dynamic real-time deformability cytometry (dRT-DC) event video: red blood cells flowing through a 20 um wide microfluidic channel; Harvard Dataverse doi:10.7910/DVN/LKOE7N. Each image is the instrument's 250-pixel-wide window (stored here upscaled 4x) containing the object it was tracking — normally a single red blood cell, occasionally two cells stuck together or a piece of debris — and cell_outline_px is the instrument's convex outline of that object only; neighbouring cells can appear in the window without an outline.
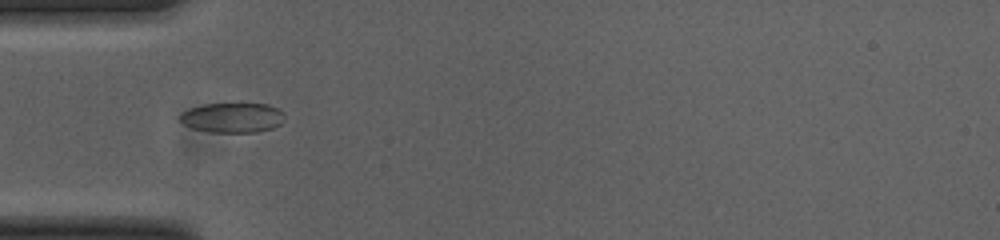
{"species": "common noctule bat (a hibernating species)", "species_latin": "Nyctalus noctula", "temperature_condition": "cold", "stored_images_in_passage": 45, "camera_frame_rate_fps": 3000, "um_per_image_px": 0.085, "animal": {"sex": "female", "body_mass_g": 23.0, "forearm_length_mm": 53.4}, "frame": {"image": 1, "passage_image": 9, "time_ms": 2.667, "image_size_px": [1000, 240], "cell_outline_px": [[284, 120], [280, 124], [272, 128], [256, 132], [208, 132], [192, 128], [184, 124], [180, 120], [180, 116], [184, 112], [192, 108], [204, 104], [268, 104], [284, 112]], "centroid_in_image_um": [19.79, 10.01], "position_along_channel_um": 65.2, "area_um2": 18.03}}
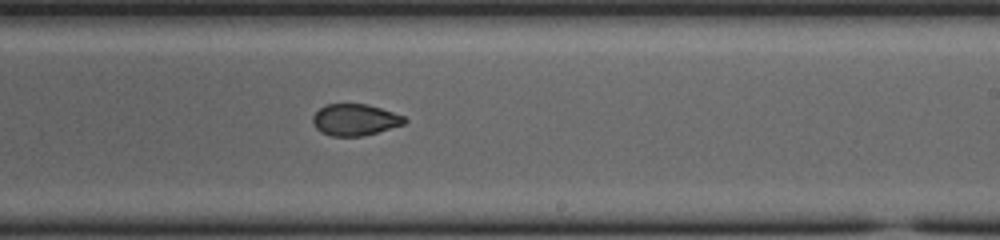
{"frame": {"image": 2, "passage_image": 24, "time_ms": 7.667, "image_size_px": [1000, 240], "cell_outline_px": [[408, 120], [404, 124], [376, 132], [360, 136], [332, 136], [320, 132], [316, 128], [312, 120], [312, 116], [320, 108], [328, 104], [368, 104], [404, 116]], "centroid_in_image_um": [30.15, 10.18], "position_along_channel_um": 258.8, "area_um2": 16.7}}
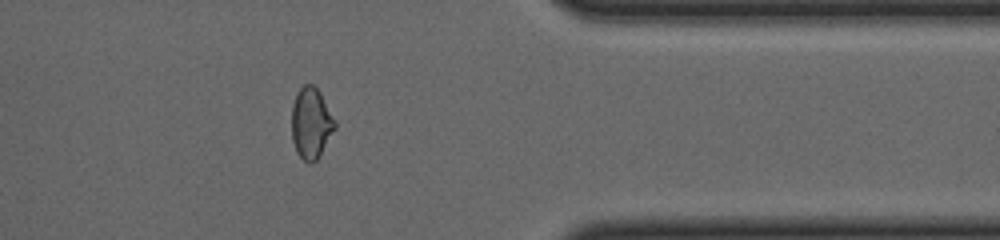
{"frame": {"image": 3, "passage_image": 35, "time_ms": 11.333, "image_size_px": [1000, 240], "cell_outline_px": [[336, 128], [320, 156], [312, 164], [308, 164], [296, 152], [292, 140], [292, 104], [300, 88], [304, 84], [312, 84], [320, 92], [336, 120]], "centroid_in_image_um": [26.46, 10.5], "position_along_channel_um": 384.9, "area_um2": 18.09}, "authors_computed_cell_mechanics": {"area_um2": 18.0336, "velocity_mm_per_s": 3.8729, "shape_relaxation_time_tau1_ms": 9.1778, "shape_relaxation_time_tau2_ms": 1.8973, "deformation_change_tau1": 0.1465, "deformation_change_tau2": 0.0666}}